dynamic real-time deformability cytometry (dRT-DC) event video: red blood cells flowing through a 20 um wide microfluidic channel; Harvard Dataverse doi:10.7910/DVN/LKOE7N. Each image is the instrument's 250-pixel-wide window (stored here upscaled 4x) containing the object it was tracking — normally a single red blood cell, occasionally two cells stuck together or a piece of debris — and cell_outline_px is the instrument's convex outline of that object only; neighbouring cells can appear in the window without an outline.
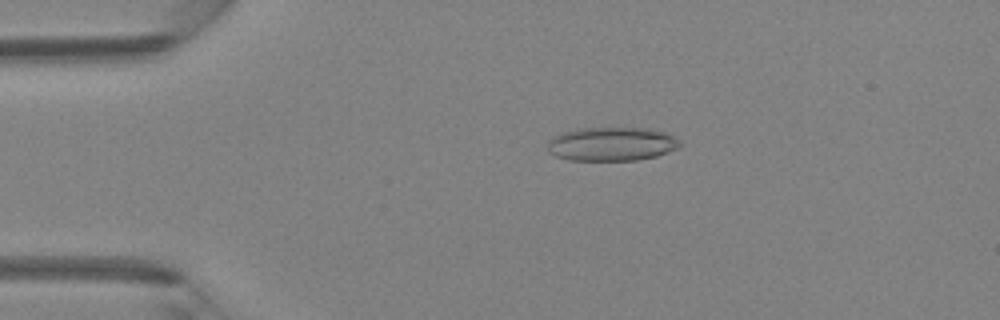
{"species": "Egyptian fruit bat (a non-hibernating species)", "species_latin": "Rousettus aegyptiacus", "temperature_condition": "room temperature", "stored_images_in_passage": 46, "camera_frame_rate_fps": 3000, "um_per_image_px": 0.085, "animal": {"sex": "female"}, "frame": {"image": 1, "passage_image": 9, "time_ms": 2.667, "image_size_px": [1000, 320], "cell_outline_px": [[680, 148], [656, 156], [636, 160], [568, 160], [556, 156], [548, 152], [548, 140], [552, 136], [560, 132], [580, 128], [648, 128], [664, 132], [680, 140]], "centroid_in_image_um": [51.96, 12.24], "position_along_channel_um": 33.0, "area_um2": 26.24}}
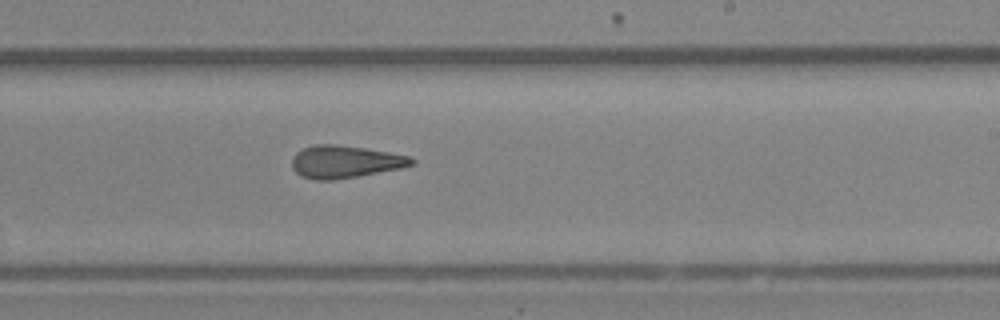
{"frame": {"image": 2, "passage_image": 28, "time_ms": 9.0, "image_size_px": [1000, 320], "cell_outline_px": [[416, 164], [404, 168], [332, 180], [316, 180], [300, 176], [292, 168], [292, 156], [296, 152], [304, 148], [316, 144], [336, 144], [364, 148], [412, 156], [416, 160]], "centroid_in_image_um": [29.36, 13.75], "position_along_channel_um": 259.6, "area_um2": 22.83}}
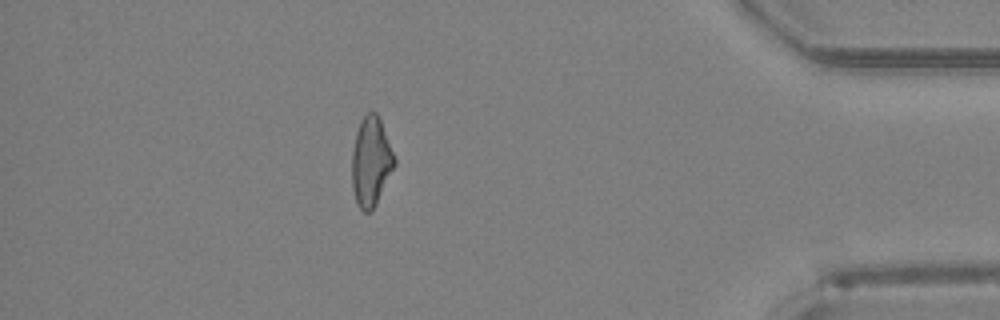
{"frame": {"image": 3, "passage_image": 41, "time_ms": 13.333, "image_size_px": [1000, 320], "cell_outline_px": [[396, 164], [372, 212], [364, 212], [356, 204], [352, 188], [352, 152], [356, 132], [360, 120], [368, 112], [376, 112], [380, 120], [396, 160]], "centroid_in_image_um": [31.52, 13.77], "position_along_channel_um": 403.7, "area_um2": 22.08}, "authors_computed_cell_mechanics": {"area_um2": 22.831, "velocity_mm_per_s": 4.2979, "shape_relaxation_time_tau1_ms": null, "shape_relaxation_time_tau2_ms": 3.1113, "deformation_change_tau1": null, "deformation_change_tau2": 0.1395}}